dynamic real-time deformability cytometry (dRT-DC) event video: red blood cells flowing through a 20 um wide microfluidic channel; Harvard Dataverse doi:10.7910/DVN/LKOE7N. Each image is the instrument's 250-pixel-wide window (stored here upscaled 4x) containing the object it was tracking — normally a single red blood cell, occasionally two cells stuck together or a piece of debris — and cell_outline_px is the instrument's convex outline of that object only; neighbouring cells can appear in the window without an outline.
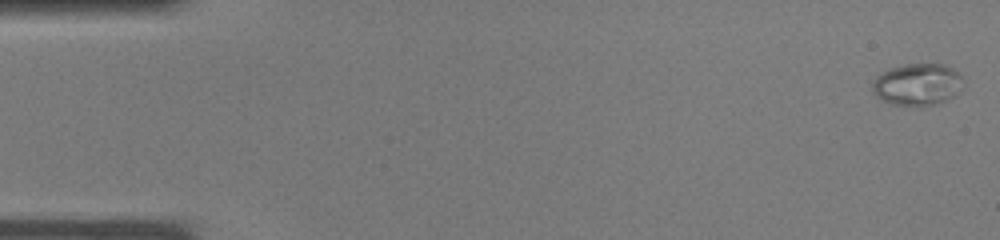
{"species": "common noctule bat (a hibernating species)", "species_latin": "Nyctalus noctula", "temperature_condition": "warm", "stored_images_in_passage": 7, "camera_frame_rate_fps": 3000, "um_per_image_px": 0.085, "animal": {"sex": "male", "body_mass_g": 19.0, "forearm_length_mm": 50.8}, "frame": {"image": 1, "passage_image": 1, "time_ms": 0.0, "image_size_px": [1000, 240], "cell_outline_px": [[960, 92], [936, 104], [920, 108], [916, 108], [892, 104], [880, 100], [872, 92], [872, 80], [876, 76], [888, 68], [904, 64], [944, 64], [952, 68], [960, 76]], "centroid_in_image_um": [77.9, 7.21], "position_along_channel_um": 7.1, "area_um2": 22.54}}